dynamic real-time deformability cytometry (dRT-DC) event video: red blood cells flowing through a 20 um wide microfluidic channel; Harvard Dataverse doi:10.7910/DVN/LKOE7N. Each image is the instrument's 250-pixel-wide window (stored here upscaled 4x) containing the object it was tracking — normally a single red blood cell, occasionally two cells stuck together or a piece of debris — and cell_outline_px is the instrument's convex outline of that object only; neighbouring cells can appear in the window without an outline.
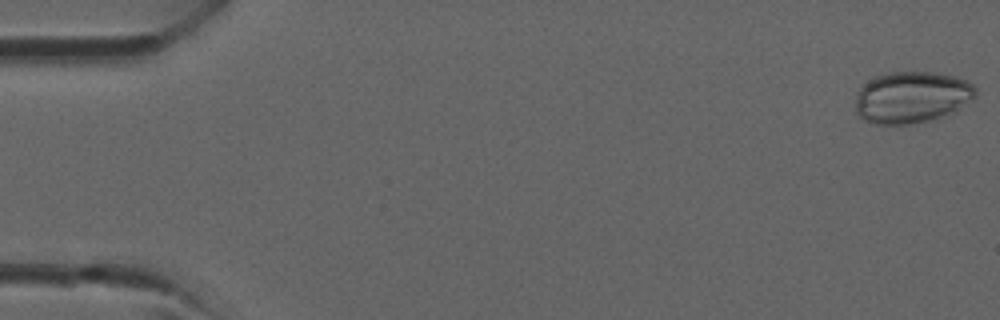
{"species": "common noctule bat (a hibernating species)", "species_latin": "Nyctalus noctula", "temperature_condition": "room temperature", "stored_images_in_passage": 38, "camera_frame_rate_fps": 3000, "um_per_image_px": 0.085, "animal": {"sex": "male", "forearm_length_mm": 52.5}, "frame": {"image": 1, "passage_image": 1, "time_ms": 0.0, "image_size_px": [1000, 320], "cell_outline_px": [[976, 96], [972, 100], [956, 112], [936, 120], [908, 124], [876, 124], [864, 120], [856, 112], [856, 92], [872, 76], [888, 72], [932, 72], [956, 76], [968, 80], [976, 88]], "centroid_in_image_um": [77.53, 8.27], "position_along_channel_um": 7.5, "area_um2": 36.88}}
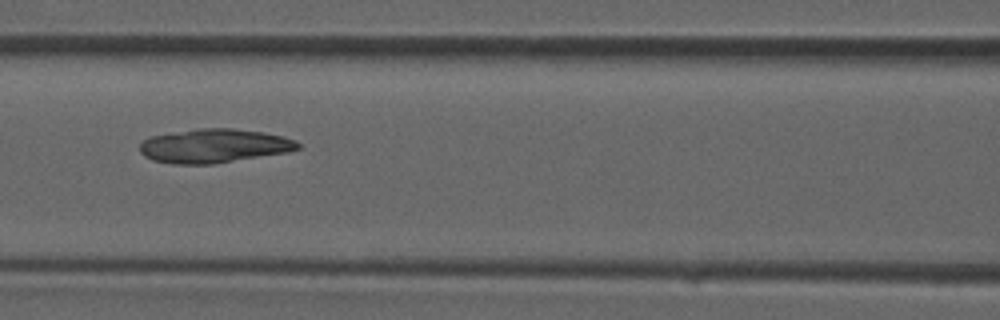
{"frame": {"image": 2, "passage_image": 17, "time_ms": 5.333, "image_size_px": [1000, 320], "cell_outline_px": [[300, 148], [288, 152], [212, 164], [172, 164], [152, 160], [144, 156], [140, 152], [140, 144], [148, 136], [196, 128], [232, 128], [264, 132], [284, 136], [296, 140], [300, 144]], "centroid_in_image_um": [18.19, 12.39], "position_along_channel_um": 148.4, "area_um2": 31.5}}
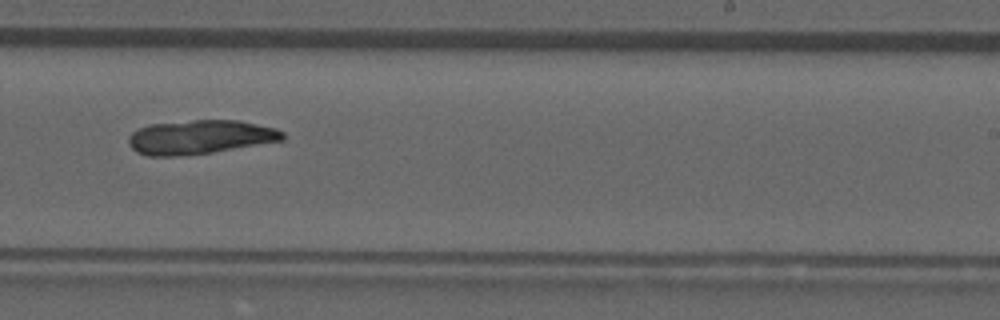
{"frame": {"image": 3, "passage_image": 24, "time_ms": 7.667, "image_size_px": [1000, 320], "cell_outline_px": [[284, 140], [212, 152], [180, 156], [148, 156], [136, 152], [128, 144], [128, 136], [132, 132], [148, 124], [192, 120], [236, 120], [276, 128], [284, 132]], "centroid_in_image_um": [16.97, 11.65], "position_along_channel_um": 272.0, "area_um2": 30.58}}